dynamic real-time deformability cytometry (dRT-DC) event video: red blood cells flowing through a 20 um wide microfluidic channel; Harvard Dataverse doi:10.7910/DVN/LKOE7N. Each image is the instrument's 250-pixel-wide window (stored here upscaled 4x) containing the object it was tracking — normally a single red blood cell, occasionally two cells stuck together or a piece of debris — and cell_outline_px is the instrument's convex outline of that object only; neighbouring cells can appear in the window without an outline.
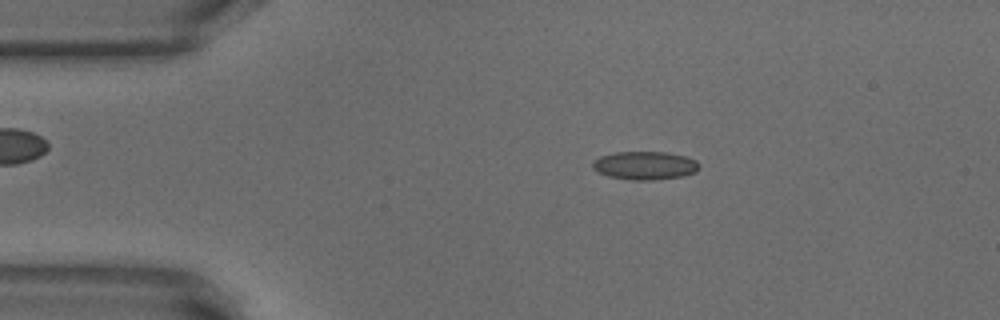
{"species": "common noctule bat (a hibernating species)", "species_latin": "Nyctalus noctula", "temperature_condition": "warm", "stored_images_in_passage": 51, "camera_frame_rate_fps": 3000, "um_per_image_px": 0.085, "animal": {"sex": "male", "body_mass_g": 18.8}, "frame": {"image": 1, "passage_image": 9, "time_ms": 2.667, "image_size_px": [1000, 320], "cell_outline_px": [[700, 164], [692, 172], [680, 176], [652, 180], [628, 180], [608, 176], [596, 172], [592, 168], [592, 164], [600, 156], [616, 152], [664, 152], [684, 156], [696, 160]], "centroid_in_image_um": [54.75, 14.07], "position_along_channel_um": 30.3, "area_um2": 17.34}}
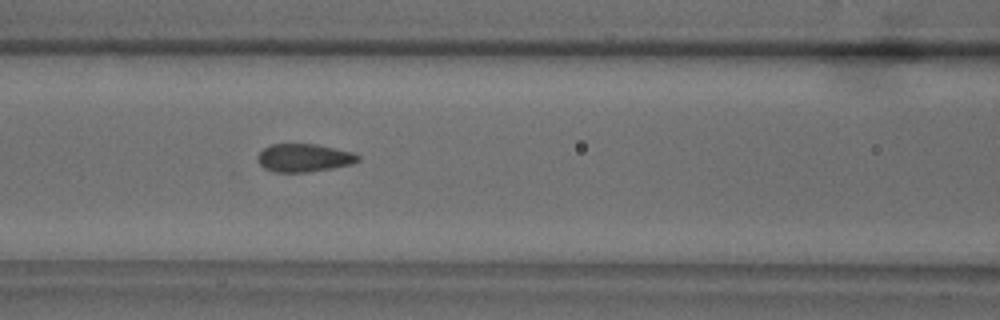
{"frame": {"image": 2, "passage_image": 21, "time_ms": 6.667, "image_size_px": [1000, 320], "cell_outline_px": [[360, 160], [352, 164], [332, 168], [308, 172], [272, 172], [264, 168], [256, 160], [256, 156], [264, 148], [272, 144], [316, 144], [352, 152], [360, 156]], "centroid_in_image_um": [25.82, 13.42], "position_along_channel_um": 140.8, "area_um2": 16.47}}
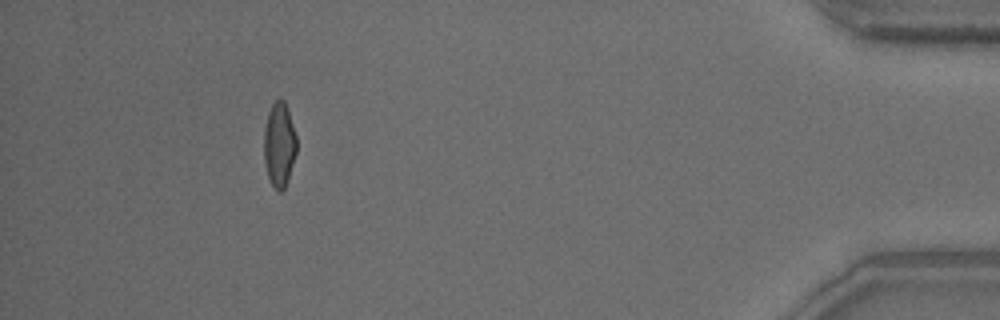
{"frame": {"image": 3, "passage_image": 47, "time_ms": 15.333, "image_size_px": [1000, 320], "cell_outline_px": [[296, 152], [284, 188], [280, 192], [272, 184], [268, 176], [264, 164], [264, 128], [268, 112], [272, 104], [276, 100], [284, 100], [296, 136]], "centroid_in_image_um": [23.71, 12.28], "position_along_channel_um": 411.5, "area_um2": 15.66}, "authors_computed_cell_mechanics": {"area_um2": 16.5886, "velocity_mm_per_s": 3.8566, "shape_relaxation_time_tau1_ms": 5.4443, "shape_relaxation_time_tau2_ms": null, "deformation_change_tau1": 0.1676, "deformation_change_tau2": null}}